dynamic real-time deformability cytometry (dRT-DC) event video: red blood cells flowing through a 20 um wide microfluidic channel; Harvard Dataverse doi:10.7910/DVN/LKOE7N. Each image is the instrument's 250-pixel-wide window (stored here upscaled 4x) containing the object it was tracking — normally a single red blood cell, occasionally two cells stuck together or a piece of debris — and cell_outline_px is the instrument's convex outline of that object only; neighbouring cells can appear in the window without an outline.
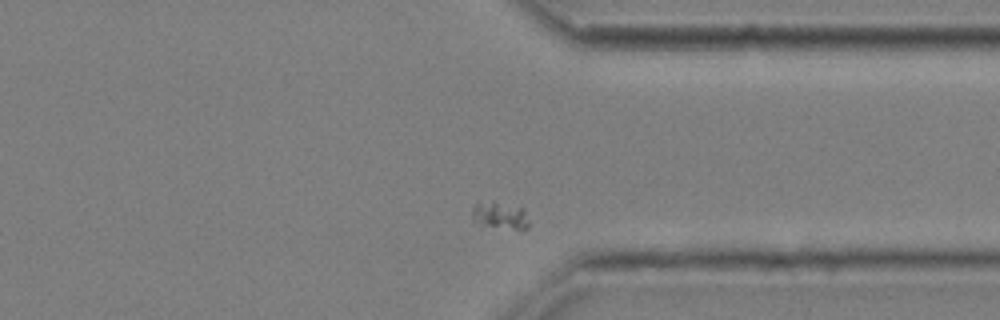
{"species": "common noctule bat (a hibernating species)", "species_latin": "Nyctalus noctula", "temperature_condition": "cold", "stored_images_in_passage": 41, "camera_frame_rate_fps": 3000, "um_per_image_px": 0.085, "animal": {"sex": "male", "body_mass_g": 20.4}, "frame": {"image": 1, "passage_image": 30, "time_ms": 9.667, "image_size_px": [1000, 320], "cell_outline_px": [[528, 228], [520, 232], [480, 228], [472, 220], [472, 208], [476, 200], [492, 200], [524, 208], [528, 224]], "centroid_in_image_um": [42.42, 18.37], "position_along_channel_um": 369.0, "area_um2": 10.29}}